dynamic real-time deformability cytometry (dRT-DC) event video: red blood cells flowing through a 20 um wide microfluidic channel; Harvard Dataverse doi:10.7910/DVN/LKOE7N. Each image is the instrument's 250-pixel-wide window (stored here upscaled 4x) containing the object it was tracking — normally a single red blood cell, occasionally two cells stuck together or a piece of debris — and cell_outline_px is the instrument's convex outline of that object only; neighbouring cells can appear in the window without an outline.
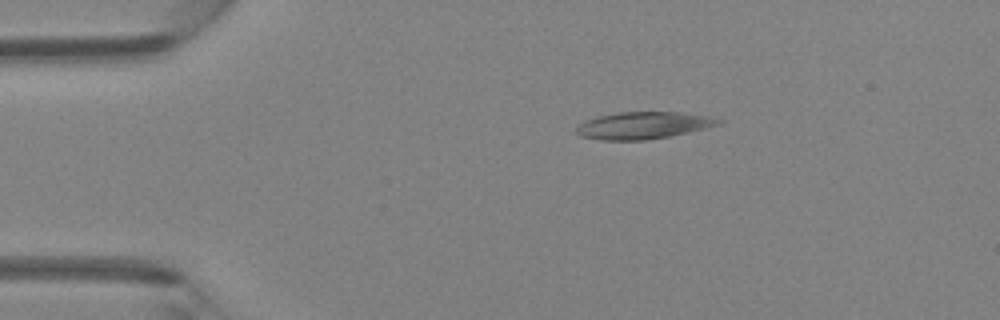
{"species": "Egyptian fruit bat (a non-hibernating species)", "species_latin": "Rousettus aegyptiacus", "temperature_condition": "room temperature", "stored_images_in_passage": 4, "camera_frame_rate_fps": 3000, "um_per_image_px": 0.085, "animal": {"sex": "female"}, "frame": {"image": 1, "passage_image": 2, "time_ms": 1.333, "image_size_px": [1000, 320], "cell_outline_px": [[724, 120], [720, 124], [688, 132], [668, 136], [644, 140], [600, 140], [580, 136], [576, 132], [576, 128], [580, 124], [596, 116], [616, 112], [680, 112], [708, 116]], "centroid_in_image_um": [54.66, 10.65], "position_along_channel_um": 30.3, "area_um2": 22.25}}
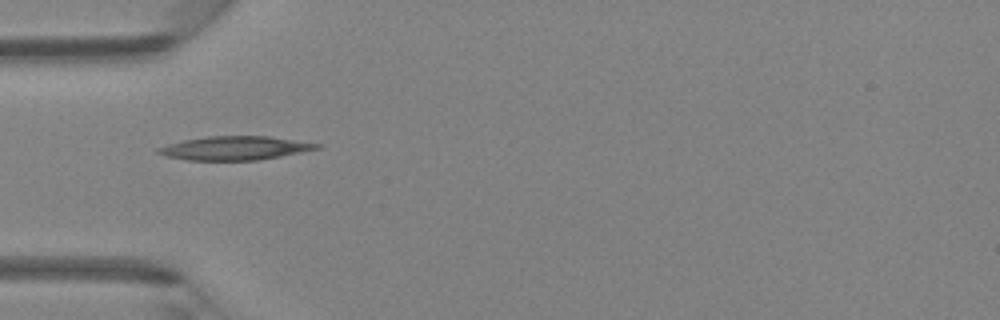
{"frame": {"image": 2, "passage_image": 3, "time_ms": 3.333, "image_size_px": [1000, 320], "cell_outline_px": [[324, 144], [320, 148], [280, 156], [256, 160], [188, 160], [168, 156], [156, 152], [156, 148], [168, 144], [184, 140], [208, 136], [268, 136]], "centroid_in_image_um": [19.98, 12.58], "position_along_channel_um": 65.0, "area_um2": 21.73}}
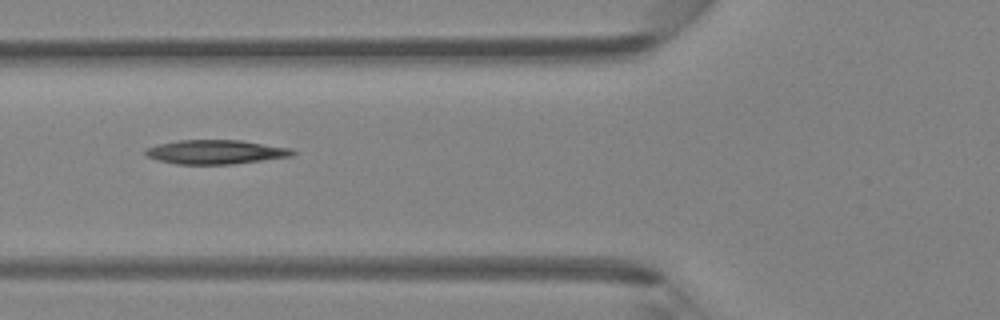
{"frame": {"image": 3, "passage_image": 4, "time_ms": 4.333, "image_size_px": [1000, 320], "cell_outline_px": [[296, 152], [292, 156], [232, 164], [176, 164], [160, 160], [148, 156], [144, 152], [144, 148], [156, 144], [176, 140], [240, 140], [292, 148]], "centroid_in_image_um": [18.32, 12.91], "position_along_channel_um": 107.5, "area_um2": 20.69}}